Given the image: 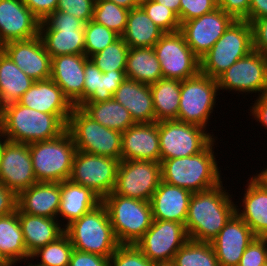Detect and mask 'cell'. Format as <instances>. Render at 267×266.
<instances>
[{
	"mask_svg": "<svg viewBox=\"0 0 267 266\" xmlns=\"http://www.w3.org/2000/svg\"><path fill=\"white\" fill-rule=\"evenodd\" d=\"M223 182L211 189L193 193L188 207L185 229L188 238L211 242L235 214L236 205Z\"/></svg>",
	"mask_w": 267,
	"mask_h": 266,
	"instance_id": "6da1fadb",
	"label": "cell"
},
{
	"mask_svg": "<svg viewBox=\"0 0 267 266\" xmlns=\"http://www.w3.org/2000/svg\"><path fill=\"white\" fill-rule=\"evenodd\" d=\"M67 126L54 114L14 102L1 107L0 132L4 139L31 144L58 137Z\"/></svg>",
	"mask_w": 267,
	"mask_h": 266,
	"instance_id": "7a4b0ae2",
	"label": "cell"
},
{
	"mask_svg": "<svg viewBox=\"0 0 267 266\" xmlns=\"http://www.w3.org/2000/svg\"><path fill=\"white\" fill-rule=\"evenodd\" d=\"M215 140L217 139L196 155L162 160V181L192 193L205 191L222 183L221 170L213 149Z\"/></svg>",
	"mask_w": 267,
	"mask_h": 266,
	"instance_id": "3957f363",
	"label": "cell"
},
{
	"mask_svg": "<svg viewBox=\"0 0 267 266\" xmlns=\"http://www.w3.org/2000/svg\"><path fill=\"white\" fill-rule=\"evenodd\" d=\"M65 233L74 249L107 258L120 246L102 202L67 225Z\"/></svg>",
	"mask_w": 267,
	"mask_h": 266,
	"instance_id": "277c9868",
	"label": "cell"
},
{
	"mask_svg": "<svg viewBox=\"0 0 267 266\" xmlns=\"http://www.w3.org/2000/svg\"><path fill=\"white\" fill-rule=\"evenodd\" d=\"M108 212L114 234L120 245H135L151 227L150 202L115 194L101 200Z\"/></svg>",
	"mask_w": 267,
	"mask_h": 266,
	"instance_id": "5b68a950",
	"label": "cell"
},
{
	"mask_svg": "<svg viewBox=\"0 0 267 266\" xmlns=\"http://www.w3.org/2000/svg\"><path fill=\"white\" fill-rule=\"evenodd\" d=\"M29 151L38 182L69 180L77 148L67 129L54 139L29 144Z\"/></svg>",
	"mask_w": 267,
	"mask_h": 266,
	"instance_id": "8992f818",
	"label": "cell"
},
{
	"mask_svg": "<svg viewBox=\"0 0 267 266\" xmlns=\"http://www.w3.org/2000/svg\"><path fill=\"white\" fill-rule=\"evenodd\" d=\"M253 51L252 26L246 20H234L214 46L200 58V72L217 79L238 59Z\"/></svg>",
	"mask_w": 267,
	"mask_h": 266,
	"instance_id": "52a82bcc",
	"label": "cell"
},
{
	"mask_svg": "<svg viewBox=\"0 0 267 266\" xmlns=\"http://www.w3.org/2000/svg\"><path fill=\"white\" fill-rule=\"evenodd\" d=\"M78 151L121 160L122 132L107 128L74 106L67 128Z\"/></svg>",
	"mask_w": 267,
	"mask_h": 266,
	"instance_id": "ba28073f",
	"label": "cell"
},
{
	"mask_svg": "<svg viewBox=\"0 0 267 266\" xmlns=\"http://www.w3.org/2000/svg\"><path fill=\"white\" fill-rule=\"evenodd\" d=\"M219 91L217 79L201 72L181 81L177 120L207 129Z\"/></svg>",
	"mask_w": 267,
	"mask_h": 266,
	"instance_id": "9c48e42d",
	"label": "cell"
},
{
	"mask_svg": "<svg viewBox=\"0 0 267 266\" xmlns=\"http://www.w3.org/2000/svg\"><path fill=\"white\" fill-rule=\"evenodd\" d=\"M160 162L188 157L203 151L216 137L201 126L178 120L157 122Z\"/></svg>",
	"mask_w": 267,
	"mask_h": 266,
	"instance_id": "30bf717a",
	"label": "cell"
},
{
	"mask_svg": "<svg viewBox=\"0 0 267 266\" xmlns=\"http://www.w3.org/2000/svg\"><path fill=\"white\" fill-rule=\"evenodd\" d=\"M120 160L78 151L69 180L88 187L101 200L115 189Z\"/></svg>",
	"mask_w": 267,
	"mask_h": 266,
	"instance_id": "8fae6325",
	"label": "cell"
},
{
	"mask_svg": "<svg viewBox=\"0 0 267 266\" xmlns=\"http://www.w3.org/2000/svg\"><path fill=\"white\" fill-rule=\"evenodd\" d=\"M163 78L183 81L200 72V59L180 31L165 33L154 45Z\"/></svg>",
	"mask_w": 267,
	"mask_h": 266,
	"instance_id": "7c38bea8",
	"label": "cell"
},
{
	"mask_svg": "<svg viewBox=\"0 0 267 266\" xmlns=\"http://www.w3.org/2000/svg\"><path fill=\"white\" fill-rule=\"evenodd\" d=\"M162 181L161 163L120 160L114 193L149 202Z\"/></svg>",
	"mask_w": 267,
	"mask_h": 266,
	"instance_id": "4fadbf2b",
	"label": "cell"
},
{
	"mask_svg": "<svg viewBox=\"0 0 267 266\" xmlns=\"http://www.w3.org/2000/svg\"><path fill=\"white\" fill-rule=\"evenodd\" d=\"M217 82L219 90L261 94L267 90V56L251 51L223 72Z\"/></svg>",
	"mask_w": 267,
	"mask_h": 266,
	"instance_id": "5bb4252c",
	"label": "cell"
},
{
	"mask_svg": "<svg viewBox=\"0 0 267 266\" xmlns=\"http://www.w3.org/2000/svg\"><path fill=\"white\" fill-rule=\"evenodd\" d=\"M188 240L183 223L153 219L151 227L135 245L156 263L173 261L176 252Z\"/></svg>",
	"mask_w": 267,
	"mask_h": 266,
	"instance_id": "9a60e30c",
	"label": "cell"
},
{
	"mask_svg": "<svg viewBox=\"0 0 267 266\" xmlns=\"http://www.w3.org/2000/svg\"><path fill=\"white\" fill-rule=\"evenodd\" d=\"M0 181L17 195L38 182L33 171L29 144L3 140Z\"/></svg>",
	"mask_w": 267,
	"mask_h": 266,
	"instance_id": "2e32d148",
	"label": "cell"
},
{
	"mask_svg": "<svg viewBox=\"0 0 267 266\" xmlns=\"http://www.w3.org/2000/svg\"><path fill=\"white\" fill-rule=\"evenodd\" d=\"M234 20L231 15L218 7L205 15L183 22L180 32L187 45L200 59L214 46Z\"/></svg>",
	"mask_w": 267,
	"mask_h": 266,
	"instance_id": "e0dca14e",
	"label": "cell"
},
{
	"mask_svg": "<svg viewBox=\"0 0 267 266\" xmlns=\"http://www.w3.org/2000/svg\"><path fill=\"white\" fill-rule=\"evenodd\" d=\"M1 49L32 80L50 79L52 58L40 35L27 40L9 41Z\"/></svg>",
	"mask_w": 267,
	"mask_h": 266,
	"instance_id": "ac0fdd59",
	"label": "cell"
},
{
	"mask_svg": "<svg viewBox=\"0 0 267 266\" xmlns=\"http://www.w3.org/2000/svg\"><path fill=\"white\" fill-rule=\"evenodd\" d=\"M40 20L22 0H0V44L39 35Z\"/></svg>",
	"mask_w": 267,
	"mask_h": 266,
	"instance_id": "d6986e66",
	"label": "cell"
},
{
	"mask_svg": "<svg viewBox=\"0 0 267 266\" xmlns=\"http://www.w3.org/2000/svg\"><path fill=\"white\" fill-rule=\"evenodd\" d=\"M254 238L251 228L235 213L211 241L219 266H238Z\"/></svg>",
	"mask_w": 267,
	"mask_h": 266,
	"instance_id": "ffe728a7",
	"label": "cell"
},
{
	"mask_svg": "<svg viewBox=\"0 0 267 266\" xmlns=\"http://www.w3.org/2000/svg\"><path fill=\"white\" fill-rule=\"evenodd\" d=\"M88 60L85 54L60 55L51 60L50 78L76 107L84 104V68Z\"/></svg>",
	"mask_w": 267,
	"mask_h": 266,
	"instance_id": "44dd1931",
	"label": "cell"
},
{
	"mask_svg": "<svg viewBox=\"0 0 267 266\" xmlns=\"http://www.w3.org/2000/svg\"><path fill=\"white\" fill-rule=\"evenodd\" d=\"M18 102L39 112L54 114L66 126L74 107L51 78L34 81Z\"/></svg>",
	"mask_w": 267,
	"mask_h": 266,
	"instance_id": "7402d4cb",
	"label": "cell"
},
{
	"mask_svg": "<svg viewBox=\"0 0 267 266\" xmlns=\"http://www.w3.org/2000/svg\"><path fill=\"white\" fill-rule=\"evenodd\" d=\"M121 160L160 162L157 122L135 123L122 132Z\"/></svg>",
	"mask_w": 267,
	"mask_h": 266,
	"instance_id": "603a6c76",
	"label": "cell"
},
{
	"mask_svg": "<svg viewBox=\"0 0 267 266\" xmlns=\"http://www.w3.org/2000/svg\"><path fill=\"white\" fill-rule=\"evenodd\" d=\"M61 202V182H36L18 194V213L57 219Z\"/></svg>",
	"mask_w": 267,
	"mask_h": 266,
	"instance_id": "cb8c5ba5",
	"label": "cell"
},
{
	"mask_svg": "<svg viewBox=\"0 0 267 266\" xmlns=\"http://www.w3.org/2000/svg\"><path fill=\"white\" fill-rule=\"evenodd\" d=\"M250 179V180H249ZM248 179L241 210L235 213L251 228L255 237L267 238V185L255 174Z\"/></svg>",
	"mask_w": 267,
	"mask_h": 266,
	"instance_id": "d4e9b609",
	"label": "cell"
},
{
	"mask_svg": "<svg viewBox=\"0 0 267 266\" xmlns=\"http://www.w3.org/2000/svg\"><path fill=\"white\" fill-rule=\"evenodd\" d=\"M192 194L187 189L161 181L149 201L153 219L185 224Z\"/></svg>",
	"mask_w": 267,
	"mask_h": 266,
	"instance_id": "484cf974",
	"label": "cell"
},
{
	"mask_svg": "<svg viewBox=\"0 0 267 266\" xmlns=\"http://www.w3.org/2000/svg\"><path fill=\"white\" fill-rule=\"evenodd\" d=\"M113 98L130 112L135 123L156 122L150 85L126 78Z\"/></svg>",
	"mask_w": 267,
	"mask_h": 266,
	"instance_id": "4316f807",
	"label": "cell"
},
{
	"mask_svg": "<svg viewBox=\"0 0 267 266\" xmlns=\"http://www.w3.org/2000/svg\"><path fill=\"white\" fill-rule=\"evenodd\" d=\"M18 216L25 247L30 255L38 248L57 240L65 233V224H60L58 219L27 213H18Z\"/></svg>",
	"mask_w": 267,
	"mask_h": 266,
	"instance_id": "83f0119b",
	"label": "cell"
},
{
	"mask_svg": "<svg viewBox=\"0 0 267 266\" xmlns=\"http://www.w3.org/2000/svg\"><path fill=\"white\" fill-rule=\"evenodd\" d=\"M84 103L108 101L126 79L125 70L103 73L90 59L84 68Z\"/></svg>",
	"mask_w": 267,
	"mask_h": 266,
	"instance_id": "f1b7e54d",
	"label": "cell"
},
{
	"mask_svg": "<svg viewBox=\"0 0 267 266\" xmlns=\"http://www.w3.org/2000/svg\"><path fill=\"white\" fill-rule=\"evenodd\" d=\"M101 199L88 187H83L70 180L61 182V202L57 219L66 220V227L75 219L93 210Z\"/></svg>",
	"mask_w": 267,
	"mask_h": 266,
	"instance_id": "f546056e",
	"label": "cell"
},
{
	"mask_svg": "<svg viewBox=\"0 0 267 266\" xmlns=\"http://www.w3.org/2000/svg\"><path fill=\"white\" fill-rule=\"evenodd\" d=\"M165 34L139 6L129 10L122 38L129 48L154 47Z\"/></svg>",
	"mask_w": 267,
	"mask_h": 266,
	"instance_id": "4dcf8cb0",
	"label": "cell"
},
{
	"mask_svg": "<svg viewBox=\"0 0 267 266\" xmlns=\"http://www.w3.org/2000/svg\"><path fill=\"white\" fill-rule=\"evenodd\" d=\"M39 35L52 57L85 54L84 27L40 28Z\"/></svg>",
	"mask_w": 267,
	"mask_h": 266,
	"instance_id": "1f68e13d",
	"label": "cell"
},
{
	"mask_svg": "<svg viewBox=\"0 0 267 266\" xmlns=\"http://www.w3.org/2000/svg\"><path fill=\"white\" fill-rule=\"evenodd\" d=\"M33 83L34 80L0 49V110L7 104L18 102Z\"/></svg>",
	"mask_w": 267,
	"mask_h": 266,
	"instance_id": "d6a6232c",
	"label": "cell"
},
{
	"mask_svg": "<svg viewBox=\"0 0 267 266\" xmlns=\"http://www.w3.org/2000/svg\"><path fill=\"white\" fill-rule=\"evenodd\" d=\"M0 254L11 265L30 260L19 222L18 210L0 217Z\"/></svg>",
	"mask_w": 267,
	"mask_h": 266,
	"instance_id": "836d02e7",
	"label": "cell"
},
{
	"mask_svg": "<svg viewBox=\"0 0 267 266\" xmlns=\"http://www.w3.org/2000/svg\"><path fill=\"white\" fill-rule=\"evenodd\" d=\"M125 75L126 78L148 85L163 78L153 47L129 48Z\"/></svg>",
	"mask_w": 267,
	"mask_h": 266,
	"instance_id": "e575fe53",
	"label": "cell"
},
{
	"mask_svg": "<svg viewBox=\"0 0 267 266\" xmlns=\"http://www.w3.org/2000/svg\"><path fill=\"white\" fill-rule=\"evenodd\" d=\"M181 81L161 78L150 84L156 122L177 120Z\"/></svg>",
	"mask_w": 267,
	"mask_h": 266,
	"instance_id": "d590c367",
	"label": "cell"
},
{
	"mask_svg": "<svg viewBox=\"0 0 267 266\" xmlns=\"http://www.w3.org/2000/svg\"><path fill=\"white\" fill-rule=\"evenodd\" d=\"M80 108L101 125L124 132L135 124L130 112L114 98L97 103H84Z\"/></svg>",
	"mask_w": 267,
	"mask_h": 266,
	"instance_id": "8d00e7d4",
	"label": "cell"
},
{
	"mask_svg": "<svg viewBox=\"0 0 267 266\" xmlns=\"http://www.w3.org/2000/svg\"><path fill=\"white\" fill-rule=\"evenodd\" d=\"M175 266H219L211 242L189 239L174 255Z\"/></svg>",
	"mask_w": 267,
	"mask_h": 266,
	"instance_id": "74e56055",
	"label": "cell"
},
{
	"mask_svg": "<svg viewBox=\"0 0 267 266\" xmlns=\"http://www.w3.org/2000/svg\"><path fill=\"white\" fill-rule=\"evenodd\" d=\"M73 249L69 236L64 233L57 240L38 248L30 259L40 257L41 261L37 263L41 266H69Z\"/></svg>",
	"mask_w": 267,
	"mask_h": 266,
	"instance_id": "f35d334b",
	"label": "cell"
},
{
	"mask_svg": "<svg viewBox=\"0 0 267 266\" xmlns=\"http://www.w3.org/2000/svg\"><path fill=\"white\" fill-rule=\"evenodd\" d=\"M129 10L112 1L96 0L92 20L122 36Z\"/></svg>",
	"mask_w": 267,
	"mask_h": 266,
	"instance_id": "ab89813d",
	"label": "cell"
},
{
	"mask_svg": "<svg viewBox=\"0 0 267 266\" xmlns=\"http://www.w3.org/2000/svg\"><path fill=\"white\" fill-rule=\"evenodd\" d=\"M129 46L120 37L104 50L89 57V59L103 72L126 70Z\"/></svg>",
	"mask_w": 267,
	"mask_h": 266,
	"instance_id": "60d3db41",
	"label": "cell"
},
{
	"mask_svg": "<svg viewBox=\"0 0 267 266\" xmlns=\"http://www.w3.org/2000/svg\"><path fill=\"white\" fill-rule=\"evenodd\" d=\"M121 36L92 19L84 25L85 55L90 56L104 50Z\"/></svg>",
	"mask_w": 267,
	"mask_h": 266,
	"instance_id": "b9f144b4",
	"label": "cell"
},
{
	"mask_svg": "<svg viewBox=\"0 0 267 266\" xmlns=\"http://www.w3.org/2000/svg\"><path fill=\"white\" fill-rule=\"evenodd\" d=\"M139 6L165 33L180 31V20L178 16L168 7H164L154 0H140Z\"/></svg>",
	"mask_w": 267,
	"mask_h": 266,
	"instance_id": "7bdbcfd3",
	"label": "cell"
},
{
	"mask_svg": "<svg viewBox=\"0 0 267 266\" xmlns=\"http://www.w3.org/2000/svg\"><path fill=\"white\" fill-rule=\"evenodd\" d=\"M110 266H153L136 245H120L111 255Z\"/></svg>",
	"mask_w": 267,
	"mask_h": 266,
	"instance_id": "ee69618b",
	"label": "cell"
},
{
	"mask_svg": "<svg viewBox=\"0 0 267 266\" xmlns=\"http://www.w3.org/2000/svg\"><path fill=\"white\" fill-rule=\"evenodd\" d=\"M96 0H58L56 11L66 12L85 24L93 18Z\"/></svg>",
	"mask_w": 267,
	"mask_h": 266,
	"instance_id": "f6af8a7d",
	"label": "cell"
},
{
	"mask_svg": "<svg viewBox=\"0 0 267 266\" xmlns=\"http://www.w3.org/2000/svg\"><path fill=\"white\" fill-rule=\"evenodd\" d=\"M267 264V238L255 237L243 253L238 266Z\"/></svg>",
	"mask_w": 267,
	"mask_h": 266,
	"instance_id": "bcb514c9",
	"label": "cell"
},
{
	"mask_svg": "<svg viewBox=\"0 0 267 266\" xmlns=\"http://www.w3.org/2000/svg\"><path fill=\"white\" fill-rule=\"evenodd\" d=\"M216 8L217 0H180V23L205 15Z\"/></svg>",
	"mask_w": 267,
	"mask_h": 266,
	"instance_id": "7dc6e473",
	"label": "cell"
},
{
	"mask_svg": "<svg viewBox=\"0 0 267 266\" xmlns=\"http://www.w3.org/2000/svg\"><path fill=\"white\" fill-rule=\"evenodd\" d=\"M85 23L66 12L55 11L40 22V28H75L84 27Z\"/></svg>",
	"mask_w": 267,
	"mask_h": 266,
	"instance_id": "c3c4849f",
	"label": "cell"
},
{
	"mask_svg": "<svg viewBox=\"0 0 267 266\" xmlns=\"http://www.w3.org/2000/svg\"><path fill=\"white\" fill-rule=\"evenodd\" d=\"M69 266H110V259L97 254L73 249Z\"/></svg>",
	"mask_w": 267,
	"mask_h": 266,
	"instance_id": "681fc988",
	"label": "cell"
},
{
	"mask_svg": "<svg viewBox=\"0 0 267 266\" xmlns=\"http://www.w3.org/2000/svg\"><path fill=\"white\" fill-rule=\"evenodd\" d=\"M217 5L235 20H245L249 15L250 0H217Z\"/></svg>",
	"mask_w": 267,
	"mask_h": 266,
	"instance_id": "f907efd6",
	"label": "cell"
},
{
	"mask_svg": "<svg viewBox=\"0 0 267 266\" xmlns=\"http://www.w3.org/2000/svg\"><path fill=\"white\" fill-rule=\"evenodd\" d=\"M251 26L253 50L267 56V17L253 20Z\"/></svg>",
	"mask_w": 267,
	"mask_h": 266,
	"instance_id": "816d5d0a",
	"label": "cell"
},
{
	"mask_svg": "<svg viewBox=\"0 0 267 266\" xmlns=\"http://www.w3.org/2000/svg\"><path fill=\"white\" fill-rule=\"evenodd\" d=\"M22 2L40 21L55 12L58 5V0H22Z\"/></svg>",
	"mask_w": 267,
	"mask_h": 266,
	"instance_id": "f5cc1de1",
	"label": "cell"
},
{
	"mask_svg": "<svg viewBox=\"0 0 267 266\" xmlns=\"http://www.w3.org/2000/svg\"><path fill=\"white\" fill-rule=\"evenodd\" d=\"M18 195L0 181V217L17 211Z\"/></svg>",
	"mask_w": 267,
	"mask_h": 266,
	"instance_id": "db71d44e",
	"label": "cell"
},
{
	"mask_svg": "<svg viewBox=\"0 0 267 266\" xmlns=\"http://www.w3.org/2000/svg\"><path fill=\"white\" fill-rule=\"evenodd\" d=\"M250 116H254L253 118L258 122H260L261 126H264L265 130L267 129V90L263 91L261 94L257 96L253 106H250Z\"/></svg>",
	"mask_w": 267,
	"mask_h": 266,
	"instance_id": "11a10c76",
	"label": "cell"
},
{
	"mask_svg": "<svg viewBox=\"0 0 267 266\" xmlns=\"http://www.w3.org/2000/svg\"><path fill=\"white\" fill-rule=\"evenodd\" d=\"M267 17V0H250L249 15L245 19L249 23L253 20Z\"/></svg>",
	"mask_w": 267,
	"mask_h": 266,
	"instance_id": "9f6ffc18",
	"label": "cell"
},
{
	"mask_svg": "<svg viewBox=\"0 0 267 266\" xmlns=\"http://www.w3.org/2000/svg\"><path fill=\"white\" fill-rule=\"evenodd\" d=\"M157 3L163 5L164 7H168L172 10L180 20V0H154Z\"/></svg>",
	"mask_w": 267,
	"mask_h": 266,
	"instance_id": "6f0895ef",
	"label": "cell"
},
{
	"mask_svg": "<svg viewBox=\"0 0 267 266\" xmlns=\"http://www.w3.org/2000/svg\"><path fill=\"white\" fill-rule=\"evenodd\" d=\"M117 4L118 6L124 7L128 10L137 8L140 5V0H108Z\"/></svg>",
	"mask_w": 267,
	"mask_h": 266,
	"instance_id": "680465c9",
	"label": "cell"
},
{
	"mask_svg": "<svg viewBox=\"0 0 267 266\" xmlns=\"http://www.w3.org/2000/svg\"><path fill=\"white\" fill-rule=\"evenodd\" d=\"M256 175L265 183L267 184V168H264L260 171V173H256Z\"/></svg>",
	"mask_w": 267,
	"mask_h": 266,
	"instance_id": "91938a15",
	"label": "cell"
},
{
	"mask_svg": "<svg viewBox=\"0 0 267 266\" xmlns=\"http://www.w3.org/2000/svg\"><path fill=\"white\" fill-rule=\"evenodd\" d=\"M153 266H175L172 261H166V262H156L153 264Z\"/></svg>",
	"mask_w": 267,
	"mask_h": 266,
	"instance_id": "94428289",
	"label": "cell"
},
{
	"mask_svg": "<svg viewBox=\"0 0 267 266\" xmlns=\"http://www.w3.org/2000/svg\"><path fill=\"white\" fill-rule=\"evenodd\" d=\"M0 266H14L9 264L0 254Z\"/></svg>",
	"mask_w": 267,
	"mask_h": 266,
	"instance_id": "6125c7cd",
	"label": "cell"
},
{
	"mask_svg": "<svg viewBox=\"0 0 267 266\" xmlns=\"http://www.w3.org/2000/svg\"><path fill=\"white\" fill-rule=\"evenodd\" d=\"M3 140H4V137H3L2 133L0 132V151H1V148H2Z\"/></svg>",
	"mask_w": 267,
	"mask_h": 266,
	"instance_id": "be15d7a7",
	"label": "cell"
},
{
	"mask_svg": "<svg viewBox=\"0 0 267 266\" xmlns=\"http://www.w3.org/2000/svg\"><path fill=\"white\" fill-rule=\"evenodd\" d=\"M27 266H41V265H39V264H32V262L31 263H28V265Z\"/></svg>",
	"mask_w": 267,
	"mask_h": 266,
	"instance_id": "e7e4bbea",
	"label": "cell"
}]
</instances>
